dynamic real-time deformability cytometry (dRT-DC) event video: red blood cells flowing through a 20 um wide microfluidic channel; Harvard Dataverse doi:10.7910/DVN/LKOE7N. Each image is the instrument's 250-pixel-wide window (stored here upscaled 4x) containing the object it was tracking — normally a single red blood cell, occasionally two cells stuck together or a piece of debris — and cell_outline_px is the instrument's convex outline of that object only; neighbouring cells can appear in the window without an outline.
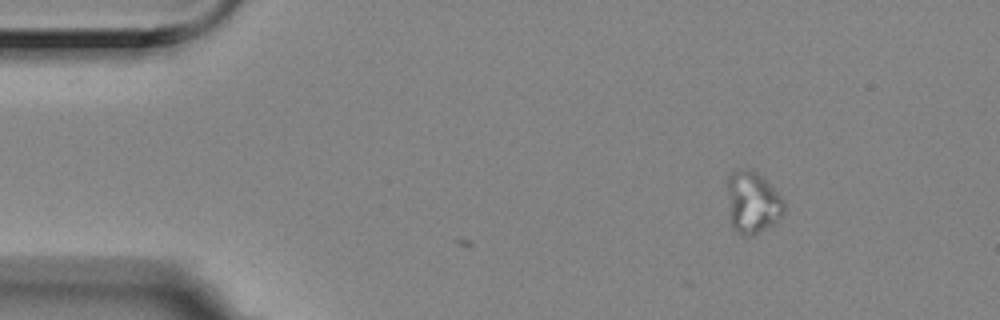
{"species": "Egyptian fruit bat (a non-hibernating species)", "species_latin": "Rousettus aegyptiacus", "temperature_condition": "room temperature", "stored_images_in_passage": 3, "camera_frame_rate_fps": 3000, "um_per_image_px": 0.085, "animal": {"sex": "female"}, "frame": {"image": 1, "passage_image": 1, "time_ms": 0.0, "image_size_px": [1000, 320], "cell_outline_px": [[784, 212], [772, 224], [752, 236], [740, 236], [732, 224], [724, 184], [728, 176], [736, 168], [748, 168], [756, 172], [784, 200]], "centroid_in_image_um": [63.89, 17.17], "position_along_channel_um": 21.1, "area_um2": 20.52}}